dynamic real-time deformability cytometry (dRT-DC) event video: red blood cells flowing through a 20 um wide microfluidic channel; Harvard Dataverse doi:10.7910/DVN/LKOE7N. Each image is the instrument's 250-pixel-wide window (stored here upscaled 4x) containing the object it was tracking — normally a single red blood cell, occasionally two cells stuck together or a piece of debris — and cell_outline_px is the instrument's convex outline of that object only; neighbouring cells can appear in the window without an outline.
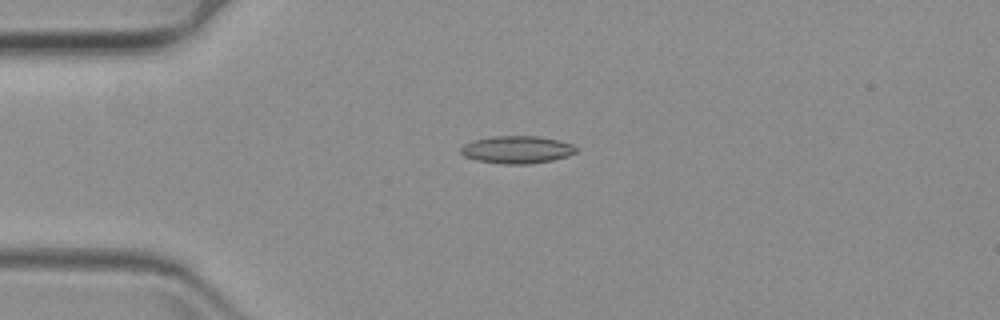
{"species": "common noctule bat (a hibernating species)", "species_latin": "Nyctalus noctula", "temperature_condition": "warm", "stored_images_in_passage": 19, "camera_frame_rate_fps": 3000, "um_per_image_px": 0.085, "animal": {"sex": "female", "body_mass_g": 19.3, "forearm_length_mm": 54.1}, "frame": {"image": 1, "passage_image": 1, "time_ms": 0.0, "image_size_px": [1000, 320], "cell_outline_px": [[576, 152], [568, 156], [552, 160], [528, 164], [504, 164], [476, 160], [464, 156], [460, 152], [460, 148], [464, 144], [472, 140], [492, 136], [536, 136], [556, 140], [572, 144], [576, 148]], "centroid_in_image_um": [43.9, 12.72], "position_along_channel_um": 41.1, "area_um2": 18.44}}
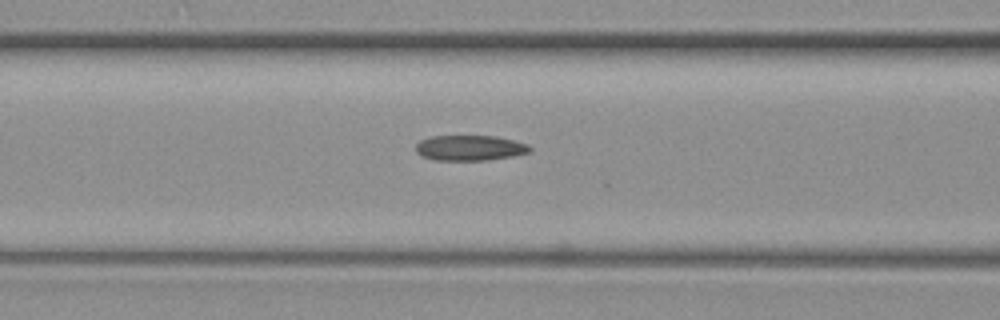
{"frame": {"image": 2, "passage_image": 11, "time_ms": 3.333, "image_size_px": [1000, 320], "cell_outline_px": [[532, 148], [528, 152], [512, 156], [488, 160], [436, 160], [424, 156], [416, 152], [416, 144], [420, 140], [432, 136], [496, 136], [528, 144]], "centroid_in_image_um": [39.93, 12.57], "position_along_channel_um": 126.7, "area_um2": 16.7}}
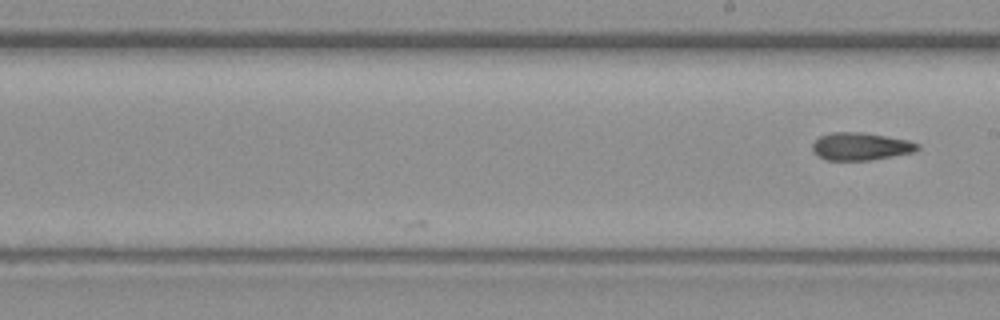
{"frame": {"image": 3, "passage_image": 19, "time_ms": 6.0, "image_size_px": [1000, 320], "cell_outline_px": [[920, 148], [916, 152], [868, 160], [828, 160], [820, 156], [812, 148], [812, 144], [820, 136], [832, 132], [864, 132], [908, 140], [920, 144]], "centroid_in_image_um": [73.21, 12.43], "position_along_channel_um": 215.8, "area_um2": 16.82}}